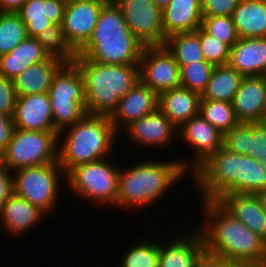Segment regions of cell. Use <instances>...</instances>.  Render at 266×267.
I'll return each mask as SVG.
<instances>
[{"instance_id": "3957f363", "label": "cell", "mask_w": 266, "mask_h": 267, "mask_svg": "<svg viewBox=\"0 0 266 267\" xmlns=\"http://www.w3.org/2000/svg\"><path fill=\"white\" fill-rule=\"evenodd\" d=\"M129 167L123 169L121 166L119 171L116 208L121 207V210L156 204L174 184L185 179L188 174L180 159L167 162L143 160Z\"/></svg>"}, {"instance_id": "f1b7e54d", "label": "cell", "mask_w": 266, "mask_h": 267, "mask_svg": "<svg viewBox=\"0 0 266 267\" xmlns=\"http://www.w3.org/2000/svg\"><path fill=\"white\" fill-rule=\"evenodd\" d=\"M244 77L227 65L215 66L201 99L233 102Z\"/></svg>"}, {"instance_id": "4fadbf2b", "label": "cell", "mask_w": 266, "mask_h": 267, "mask_svg": "<svg viewBox=\"0 0 266 267\" xmlns=\"http://www.w3.org/2000/svg\"><path fill=\"white\" fill-rule=\"evenodd\" d=\"M177 138L184 141L194 151L193 160H182L183 167L192 173L211 154L223 146V134L206 121L200 114L191 117L178 130ZM188 161V162H187Z\"/></svg>"}, {"instance_id": "1f68e13d", "label": "cell", "mask_w": 266, "mask_h": 267, "mask_svg": "<svg viewBox=\"0 0 266 267\" xmlns=\"http://www.w3.org/2000/svg\"><path fill=\"white\" fill-rule=\"evenodd\" d=\"M199 114L223 135L240 123L231 102L201 99Z\"/></svg>"}, {"instance_id": "6da1fadb", "label": "cell", "mask_w": 266, "mask_h": 267, "mask_svg": "<svg viewBox=\"0 0 266 267\" xmlns=\"http://www.w3.org/2000/svg\"><path fill=\"white\" fill-rule=\"evenodd\" d=\"M190 175L201 192L200 201L218 200L230 193L256 194L266 189V166L251 156L230 152L223 146Z\"/></svg>"}, {"instance_id": "ee69618b", "label": "cell", "mask_w": 266, "mask_h": 267, "mask_svg": "<svg viewBox=\"0 0 266 267\" xmlns=\"http://www.w3.org/2000/svg\"><path fill=\"white\" fill-rule=\"evenodd\" d=\"M232 262L223 257H218L208 252H204L199 258L196 267H229Z\"/></svg>"}, {"instance_id": "277c9868", "label": "cell", "mask_w": 266, "mask_h": 267, "mask_svg": "<svg viewBox=\"0 0 266 267\" xmlns=\"http://www.w3.org/2000/svg\"><path fill=\"white\" fill-rule=\"evenodd\" d=\"M144 47L128 28L121 8L110 0L77 56L99 64L132 65L140 63Z\"/></svg>"}, {"instance_id": "d4e9b609", "label": "cell", "mask_w": 266, "mask_h": 267, "mask_svg": "<svg viewBox=\"0 0 266 267\" xmlns=\"http://www.w3.org/2000/svg\"><path fill=\"white\" fill-rule=\"evenodd\" d=\"M47 215L29 201L13 194L0 211L1 226L13 237L25 234Z\"/></svg>"}, {"instance_id": "603a6c76", "label": "cell", "mask_w": 266, "mask_h": 267, "mask_svg": "<svg viewBox=\"0 0 266 267\" xmlns=\"http://www.w3.org/2000/svg\"><path fill=\"white\" fill-rule=\"evenodd\" d=\"M202 18L201 0H171L162 11L164 43L170 35L196 31Z\"/></svg>"}, {"instance_id": "7a4b0ae2", "label": "cell", "mask_w": 266, "mask_h": 267, "mask_svg": "<svg viewBox=\"0 0 266 267\" xmlns=\"http://www.w3.org/2000/svg\"><path fill=\"white\" fill-rule=\"evenodd\" d=\"M201 203L206 220L196 228L202 235L205 252L232 263L266 264V242L263 239L237 220L217 200Z\"/></svg>"}, {"instance_id": "d6a6232c", "label": "cell", "mask_w": 266, "mask_h": 267, "mask_svg": "<svg viewBox=\"0 0 266 267\" xmlns=\"http://www.w3.org/2000/svg\"><path fill=\"white\" fill-rule=\"evenodd\" d=\"M145 239L135 242L125 250L120 258L119 267H158L160 240ZM133 246V247H132Z\"/></svg>"}, {"instance_id": "836d02e7", "label": "cell", "mask_w": 266, "mask_h": 267, "mask_svg": "<svg viewBox=\"0 0 266 267\" xmlns=\"http://www.w3.org/2000/svg\"><path fill=\"white\" fill-rule=\"evenodd\" d=\"M26 25L18 13L0 12V56L27 38Z\"/></svg>"}, {"instance_id": "f6af8a7d", "label": "cell", "mask_w": 266, "mask_h": 267, "mask_svg": "<svg viewBox=\"0 0 266 267\" xmlns=\"http://www.w3.org/2000/svg\"><path fill=\"white\" fill-rule=\"evenodd\" d=\"M27 0H0V12L17 13Z\"/></svg>"}, {"instance_id": "8fae6325", "label": "cell", "mask_w": 266, "mask_h": 267, "mask_svg": "<svg viewBox=\"0 0 266 267\" xmlns=\"http://www.w3.org/2000/svg\"><path fill=\"white\" fill-rule=\"evenodd\" d=\"M139 70L140 80L157 95L181 86L180 67L165 45L145 46Z\"/></svg>"}, {"instance_id": "8d00e7d4", "label": "cell", "mask_w": 266, "mask_h": 267, "mask_svg": "<svg viewBox=\"0 0 266 267\" xmlns=\"http://www.w3.org/2000/svg\"><path fill=\"white\" fill-rule=\"evenodd\" d=\"M202 53L207 62L214 66L227 65L229 61L230 47L224 42L198 28Z\"/></svg>"}, {"instance_id": "2e32d148", "label": "cell", "mask_w": 266, "mask_h": 267, "mask_svg": "<svg viewBox=\"0 0 266 267\" xmlns=\"http://www.w3.org/2000/svg\"><path fill=\"white\" fill-rule=\"evenodd\" d=\"M12 118L18 130L56 131L48 93L17 96Z\"/></svg>"}, {"instance_id": "7402d4cb", "label": "cell", "mask_w": 266, "mask_h": 267, "mask_svg": "<svg viewBox=\"0 0 266 267\" xmlns=\"http://www.w3.org/2000/svg\"><path fill=\"white\" fill-rule=\"evenodd\" d=\"M66 2L27 0L17 12L26 25L27 36L36 37L53 24H62Z\"/></svg>"}, {"instance_id": "9c48e42d", "label": "cell", "mask_w": 266, "mask_h": 267, "mask_svg": "<svg viewBox=\"0 0 266 267\" xmlns=\"http://www.w3.org/2000/svg\"><path fill=\"white\" fill-rule=\"evenodd\" d=\"M57 131H27L14 128L0 163L12 172L26 167L58 162Z\"/></svg>"}, {"instance_id": "e0dca14e", "label": "cell", "mask_w": 266, "mask_h": 267, "mask_svg": "<svg viewBox=\"0 0 266 267\" xmlns=\"http://www.w3.org/2000/svg\"><path fill=\"white\" fill-rule=\"evenodd\" d=\"M240 123L266 121V76L244 77L233 99Z\"/></svg>"}, {"instance_id": "5b68a950", "label": "cell", "mask_w": 266, "mask_h": 267, "mask_svg": "<svg viewBox=\"0 0 266 267\" xmlns=\"http://www.w3.org/2000/svg\"><path fill=\"white\" fill-rule=\"evenodd\" d=\"M74 63L84 80L88 115L111 117L119 100L140 80L139 64H99L82 56Z\"/></svg>"}, {"instance_id": "e575fe53", "label": "cell", "mask_w": 266, "mask_h": 267, "mask_svg": "<svg viewBox=\"0 0 266 267\" xmlns=\"http://www.w3.org/2000/svg\"><path fill=\"white\" fill-rule=\"evenodd\" d=\"M214 67L213 64L206 60L183 65L180 68L181 86L202 94L210 80Z\"/></svg>"}, {"instance_id": "d590c367", "label": "cell", "mask_w": 266, "mask_h": 267, "mask_svg": "<svg viewBox=\"0 0 266 267\" xmlns=\"http://www.w3.org/2000/svg\"><path fill=\"white\" fill-rule=\"evenodd\" d=\"M201 28L230 48L238 41L235 25L230 16H203Z\"/></svg>"}, {"instance_id": "7bdbcfd3", "label": "cell", "mask_w": 266, "mask_h": 267, "mask_svg": "<svg viewBox=\"0 0 266 267\" xmlns=\"http://www.w3.org/2000/svg\"><path fill=\"white\" fill-rule=\"evenodd\" d=\"M13 130V118L0 114V156L6 150Z\"/></svg>"}, {"instance_id": "60d3db41", "label": "cell", "mask_w": 266, "mask_h": 267, "mask_svg": "<svg viewBox=\"0 0 266 267\" xmlns=\"http://www.w3.org/2000/svg\"><path fill=\"white\" fill-rule=\"evenodd\" d=\"M240 0H201L203 16H230Z\"/></svg>"}, {"instance_id": "74e56055", "label": "cell", "mask_w": 266, "mask_h": 267, "mask_svg": "<svg viewBox=\"0 0 266 267\" xmlns=\"http://www.w3.org/2000/svg\"><path fill=\"white\" fill-rule=\"evenodd\" d=\"M248 156L266 166V121L249 123Z\"/></svg>"}, {"instance_id": "44dd1931", "label": "cell", "mask_w": 266, "mask_h": 267, "mask_svg": "<svg viewBox=\"0 0 266 267\" xmlns=\"http://www.w3.org/2000/svg\"><path fill=\"white\" fill-rule=\"evenodd\" d=\"M217 201L266 242V212L256 194L230 193L221 196Z\"/></svg>"}, {"instance_id": "ffe728a7", "label": "cell", "mask_w": 266, "mask_h": 267, "mask_svg": "<svg viewBox=\"0 0 266 267\" xmlns=\"http://www.w3.org/2000/svg\"><path fill=\"white\" fill-rule=\"evenodd\" d=\"M228 65L243 77L266 76V37L238 38L230 48Z\"/></svg>"}, {"instance_id": "30bf717a", "label": "cell", "mask_w": 266, "mask_h": 267, "mask_svg": "<svg viewBox=\"0 0 266 267\" xmlns=\"http://www.w3.org/2000/svg\"><path fill=\"white\" fill-rule=\"evenodd\" d=\"M13 173L14 194L29 201L46 215L52 214L59 202V189L63 188L59 182L66 179L59 162L21 168Z\"/></svg>"}, {"instance_id": "83f0119b", "label": "cell", "mask_w": 266, "mask_h": 267, "mask_svg": "<svg viewBox=\"0 0 266 267\" xmlns=\"http://www.w3.org/2000/svg\"><path fill=\"white\" fill-rule=\"evenodd\" d=\"M232 19L238 38L266 37V0H240Z\"/></svg>"}, {"instance_id": "ac0fdd59", "label": "cell", "mask_w": 266, "mask_h": 267, "mask_svg": "<svg viewBox=\"0 0 266 267\" xmlns=\"http://www.w3.org/2000/svg\"><path fill=\"white\" fill-rule=\"evenodd\" d=\"M158 108V95L141 80L122 97L116 111L110 117L115 131L126 129L134 121L145 117Z\"/></svg>"}, {"instance_id": "ba28073f", "label": "cell", "mask_w": 266, "mask_h": 267, "mask_svg": "<svg viewBox=\"0 0 266 267\" xmlns=\"http://www.w3.org/2000/svg\"><path fill=\"white\" fill-rule=\"evenodd\" d=\"M109 159L110 157L103 158L73 167L66 174V186L75 195H80V198L94 201L93 205L116 207L120 168Z\"/></svg>"}, {"instance_id": "ab89813d", "label": "cell", "mask_w": 266, "mask_h": 267, "mask_svg": "<svg viewBox=\"0 0 266 267\" xmlns=\"http://www.w3.org/2000/svg\"><path fill=\"white\" fill-rule=\"evenodd\" d=\"M16 98L13 80L0 76V114L13 117Z\"/></svg>"}, {"instance_id": "d6986e66", "label": "cell", "mask_w": 266, "mask_h": 267, "mask_svg": "<svg viewBox=\"0 0 266 267\" xmlns=\"http://www.w3.org/2000/svg\"><path fill=\"white\" fill-rule=\"evenodd\" d=\"M192 232V233H191ZM181 234L169 242L160 241L158 267H196L205 252L204 241L198 229Z\"/></svg>"}, {"instance_id": "f546056e", "label": "cell", "mask_w": 266, "mask_h": 267, "mask_svg": "<svg viewBox=\"0 0 266 267\" xmlns=\"http://www.w3.org/2000/svg\"><path fill=\"white\" fill-rule=\"evenodd\" d=\"M164 45L172 53L181 68L183 65L205 60L202 53L198 29L170 35Z\"/></svg>"}, {"instance_id": "8992f818", "label": "cell", "mask_w": 266, "mask_h": 267, "mask_svg": "<svg viewBox=\"0 0 266 267\" xmlns=\"http://www.w3.org/2000/svg\"><path fill=\"white\" fill-rule=\"evenodd\" d=\"M117 135L110 117L86 114L58 133V162L67 174L78 165L111 157Z\"/></svg>"}, {"instance_id": "c3c4849f", "label": "cell", "mask_w": 266, "mask_h": 267, "mask_svg": "<svg viewBox=\"0 0 266 267\" xmlns=\"http://www.w3.org/2000/svg\"><path fill=\"white\" fill-rule=\"evenodd\" d=\"M162 11L168 6L171 0H152Z\"/></svg>"}, {"instance_id": "cb8c5ba5", "label": "cell", "mask_w": 266, "mask_h": 267, "mask_svg": "<svg viewBox=\"0 0 266 267\" xmlns=\"http://www.w3.org/2000/svg\"><path fill=\"white\" fill-rule=\"evenodd\" d=\"M201 94L179 86L158 95V108L179 129L199 114Z\"/></svg>"}, {"instance_id": "4dcf8cb0", "label": "cell", "mask_w": 266, "mask_h": 267, "mask_svg": "<svg viewBox=\"0 0 266 267\" xmlns=\"http://www.w3.org/2000/svg\"><path fill=\"white\" fill-rule=\"evenodd\" d=\"M49 56L73 63L78 52L66 39L62 24H53L35 37Z\"/></svg>"}, {"instance_id": "f35d334b", "label": "cell", "mask_w": 266, "mask_h": 267, "mask_svg": "<svg viewBox=\"0 0 266 267\" xmlns=\"http://www.w3.org/2000/svg\"><path fill=\"white\" fill-rule=\"evenodd\" d=\"M249 123H239L223 135V147L240 155H248Z\"/></svg>"}, {"instance_id": "b9f144b4", "label": "cell", "mask_w": 266, "mask_h": 267, "mask_svg": "<svg viewBox=\"0 0 266 267\" xmlns=\"http://www.w3.org/2000/svg\"><path fill=\"white\" fill-rule=\"evenodd\" d=\"M14 194L13 172L0 163V211L4 203Z\"/></svg>"}, {"instance_id": "7dc6e473", "label": "cell", "mask_w": 266, "mask_h": 267, "mask_svg": "<svg viewBox=\"0 0 266 267\" xmlns=\"http://www.w3.org/2000/svg\"><path fill=\"white\" fill-rule=\"evenodd\" d=\"M256 195H257V197L259 198V200L261 202L262 208L266 212V189L257 192Z\"/></svg>"}, {"instance_id": "4316f807", "label": "cell", "mask_w": 266, "mask_h": 267, "mask_svg": "<svg viewBox=\"0 0 266 267\" xmlns=\"http://www.w3.org/2000/svg\"><path fill=\"white\" fill-rule=\"evenodd\" d=\"M64 64L58 58L48 59L26 68L13 79L15 93L24 96L36 93H48L54 74Z\"/></svg>"}, {"instance_id": "52a82bcc", "label": "cell", "mask_w": 266, "mask_h": 267, "mask_svg": "<svg viewBox=\"0 0 266 267\" xmlns=\"http://www.w3.org/2000/svg\"><path fill=\"white\" fill-rule=\"evenodd\" d=\"M54 129L59 133L81 120L86 113L83 77L73 63H64L54 74L48 92Z\"/></svg>"}, {"instance_id": "9a60e30c", "label": "cell", "mask_w": 266, "mask_h": 267, "mask_svg": "<svg viewBox=\"0 0 266 267\" xmlns=\"http://www.w3.org/2000/svg\"><path fill=\"white\" fill-rule=\"evenodd\" d=\"M177 128L171 123L169 118L157 108L145 117L134 121L125 130L128 141L141 148H163L175 143L177 138ZM176 132V133H175ZM176 137V138H175ZM131 140V141H130ZM133 140V141H132ZM144 146V147H143Z\"/></svg>"}, {"instance_id": "484cf974", "label": "cell", "mask_w": 266, "mask_h": 267, "mask_svg": "<svg viewBox=\"0 0 266 267\" xmlns=\"http://www.w3.org/2000/svg\"><path fill=\"white\" fill-rule=\"evenodd\" d=\"M49 57L35 37H27L8 54L0 56V76L13 80L26 68Z\"/></svg>"}, {"instance_id": "7c38bea8", "label": "cell", "mask_w": 266, "mask_h": 267, "mask_svg": "<svg viewBox=\"0 0 266 267\" xmlns=\"http://www.w3.org/2000/svg\"><path fill=\"white\" fill-rule=\"evenodd\" d=\"M134 36L144 46L164 45L162 10L152 0H114Z\"/></svg>"}, {"instance_id": "5bb4252c", "label": "cell", "mask_w": 266, "mask_h": 267, "mask_svg": "<svg viewBox=\"0 0 266 267\" xmlns=\"http://www.w3.org/2000/svg\"><path fill=\"white\" fill-rule=\"evenodd\" d=\"M110 0H71L66 3L63 30L66 39L78 52L90 39L101 9Z\"/></svg>"}, {"instance_id": "bcb514c9", "label": "cell", "mask_w": 266, "mask_h": 267, "mask_svg": "<svg viewBox=\"0 0 266 267\" xmlns=\"http://www.w3.org/2000/svg\"><path fill=\"white\" fill-rule=\"evenodd\" d=\"M229 267H266V264H259V263H232Z\"/></svg>"}]
</instances>
